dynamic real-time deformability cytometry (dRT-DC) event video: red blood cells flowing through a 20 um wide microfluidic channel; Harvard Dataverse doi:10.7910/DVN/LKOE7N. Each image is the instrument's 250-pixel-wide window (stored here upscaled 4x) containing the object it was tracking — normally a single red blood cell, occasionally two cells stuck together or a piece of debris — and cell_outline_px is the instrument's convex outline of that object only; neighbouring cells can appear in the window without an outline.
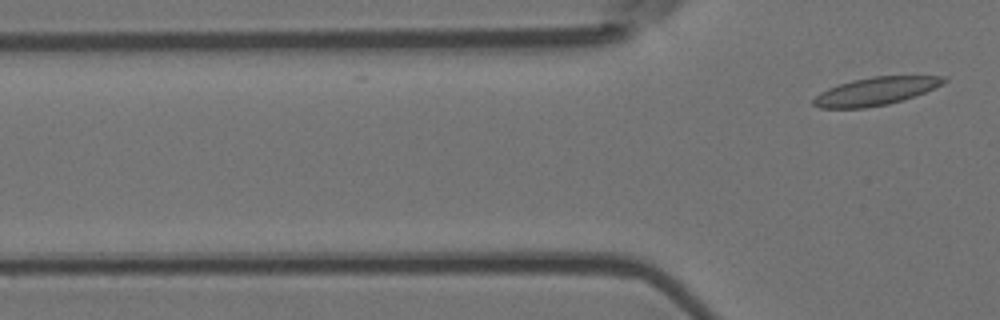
{"species": "Egyptian fruit bat (a non-hibernating species)", "species_latin": "Rousettus aegyptiacus", "temperature_condition": "room temperature", "stored_images_in_passage": 7, "camera_frame_rate_fps": 3000, "um_per_image_px": 0.085, "animal": {"sex": "female"}, "frame": {"image": 1, "passage_image": 7, "time_ms": 2.0, "image_size_px": [1000, 320], "cell_outline_px": [[948, 80], [924, 92], [904, 100], [888, 104], [864, 108], [820, 108], [812, 104], [812, 100], [820, 92], [828, 88], [852, 80], [872, 76], [944, 76]], "centroid_in_image_um": [74.39, 7.76], "position_along_channel_um": 51.4, "area_um2": 21.04}}